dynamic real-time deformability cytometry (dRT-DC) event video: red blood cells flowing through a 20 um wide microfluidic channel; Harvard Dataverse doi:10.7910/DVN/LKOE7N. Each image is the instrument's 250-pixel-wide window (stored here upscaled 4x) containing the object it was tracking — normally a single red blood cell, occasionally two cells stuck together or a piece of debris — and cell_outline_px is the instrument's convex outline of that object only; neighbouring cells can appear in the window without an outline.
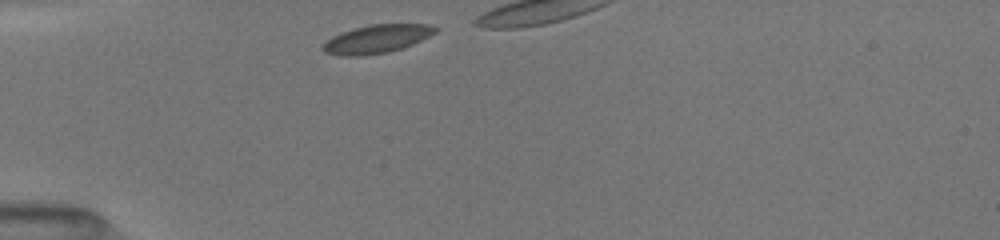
{"species": "common noctule bat (a hibernating species)", "species_latin": "Nyctalus noctula", "temperature_condition": "room temperature", "stored_images_in_passage": 14, "camera_frame_rate_fps": 3000, "um_per_image_px": 0.085, "animal": {"sex": "female", "body_mass_g": 19.5, "forearm_length_mm": 54.1}, "frame": {"image": 1, "passage_image": 1, "time_ms": 0.0, "image_size_px": [1000, 240], "cell_outline_px": [[440, 28], [436, 32], [412, 44], [388, 52], [364, 56], [340, 56], [324, 52], [320, 48], [320, 44], [332, 36], [340, 32], [352, 28], [372, 24], [428, 24]], "centroid_in_image_um": [31.95, 3.31], "position_along_channel_um": 53.1, "area_um2": 18.79}}
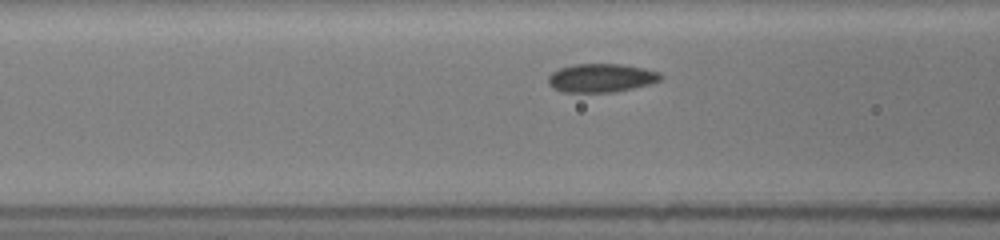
{"frame": {"image": 2, "passage_image": 10, "time_ms": 2.0, "image_size_px": [1000, 240], "cell_outline_px": [[664, 76], [660, 80], [652, 84], [616, 92], [564, 92], [552, 88], [548, 84], [548, 76], [552, 72], [560, 68], [576, 64], [620, 64], [644, 68], [660, 72]], "centroid_in_image_um": [51.13, 6.63], "position_along_channel_um": 115.5, "area_um2": 18.9}}